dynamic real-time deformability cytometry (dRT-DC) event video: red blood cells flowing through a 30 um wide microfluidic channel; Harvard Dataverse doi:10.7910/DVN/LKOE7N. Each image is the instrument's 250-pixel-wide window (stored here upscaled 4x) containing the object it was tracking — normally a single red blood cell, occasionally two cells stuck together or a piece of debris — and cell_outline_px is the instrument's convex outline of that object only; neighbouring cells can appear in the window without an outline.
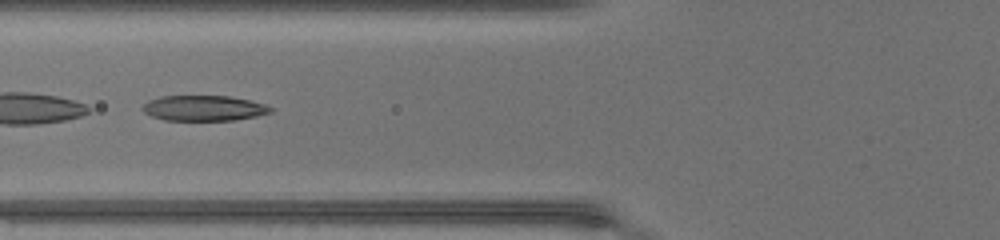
{"species": "common noctule bat (a hibernating species)", "species_latin": "Nyctalus noctula", "temperature_condition": "warm", "stored_images_in_passage": 46, "camera_frame_rate_fps": 3000, "um_per_image_px": 0.085, "animal": {"sex": "female", "body_mass_g": 17.0, "forearm_length_mm": 48.0}, "frame": {"image": 1, "passage_image": 20, "time_ms": 6.333, "image_size_px": [1000, 240], "cell_outline_px": [[272, 112], [256, 116], [232, 120], [164, 120], [152, 116], [144, 112], [140, 108], [148, 100], [160, 96], [228, 96], [248, 100], [264, 104], [272, 108]], "centroid_in_image_um": [17.28, 9.19], "position_along_channel_um": 108.5, "area_um2": 18.84}, "authors_computed_cell_mechanics": {"area_um2": 20.7502, "velocity_mm_per_s": 4.4582, "shape_relaxation_time_tau1_ms": 7.7668, "shape_relaxation_time_tau2_ms": 1.1277, "deformation_change_tau1": 0.3269, "deformation_change_tau2": 0.0903}}